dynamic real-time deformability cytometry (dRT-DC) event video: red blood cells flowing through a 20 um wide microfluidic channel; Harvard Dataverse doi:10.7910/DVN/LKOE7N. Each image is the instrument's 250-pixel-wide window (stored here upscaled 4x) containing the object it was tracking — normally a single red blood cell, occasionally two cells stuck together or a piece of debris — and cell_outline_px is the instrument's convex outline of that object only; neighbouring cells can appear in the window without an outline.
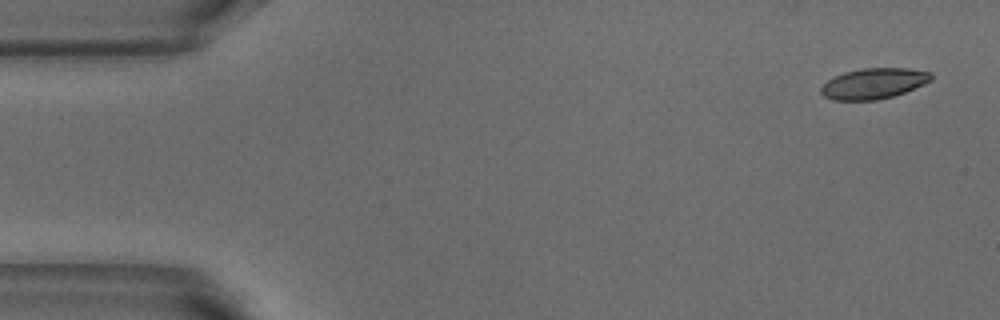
{"species": "common noctule bat (a hibernating species)", "species_latin": "Nyctalus noctula", "temperature_condition": "warm", "stored_images_in_passage": 5, "camera_frame_rate_fps": 3000, "um_per_image_px": 0.085, "animal": {"sex": "male", "body_mass_g": 18.8}, "frame": {"image": 1, "passage_image": 1, "time_ms": 0.0, "image_size_px": [1000, 320], "cell_outline_px": [[932, 80], [924, 84], [904, 92], [892, 96], [876, 100], [832, 100], [824, 96], [820, 92], [820, 88], [828, 80], [844, 72], [860, 68], [908, 68], [932, 72]], "centroid_in_image_um": [74.26, 7.09], "position_along_channel_um": 10.7, "area_um2": 19.65}}
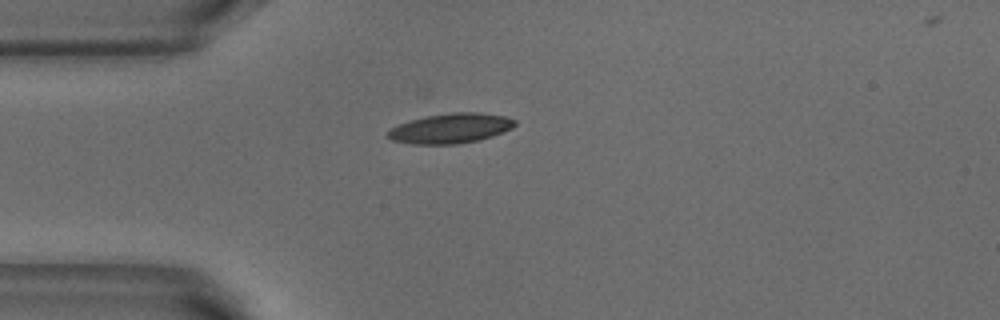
{"frame": {"image": 2, "passage_image": 4, "time_ms": 1.0, "image_size_px": [1000, 320], "cell_outline_px": [[516, 124], [512, 128], [504, 132], [480, 140], [456, 144], [412, 144], [392, 140], [388, 136], [388, 132], [392, 128], [400, 124], [424, 116], [452, 112], [480, 112], [504, 116], [516, 120]], "centroid_in_image_um": [38.35, 10.9], "position_along_channel_um": 46.7, "area_um2": 22.08}}